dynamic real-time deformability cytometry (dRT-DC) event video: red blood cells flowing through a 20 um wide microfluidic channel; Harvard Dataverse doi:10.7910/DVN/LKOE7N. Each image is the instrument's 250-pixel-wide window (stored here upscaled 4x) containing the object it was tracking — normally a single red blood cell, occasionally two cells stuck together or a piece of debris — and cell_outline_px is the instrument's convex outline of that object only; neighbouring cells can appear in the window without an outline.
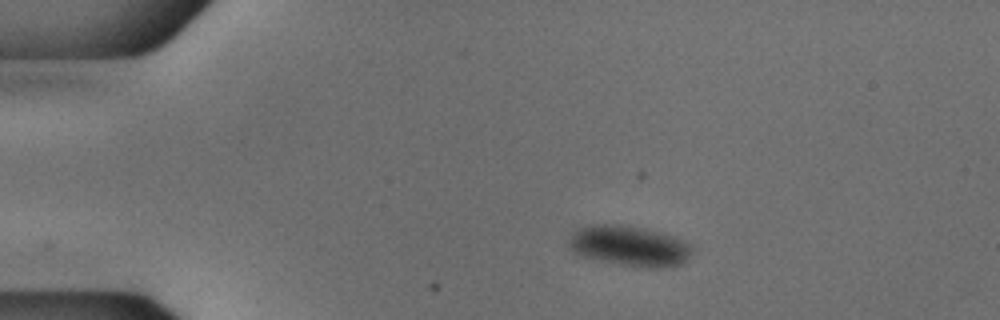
{"species": "common noctule bat (a hibernating species)", "species_latin": "Nyctalus noctula", "temperature_condition": "cold", "stored_images_in_passage": 17, "camera_frame_rate_fps": 3000, "um_per_image_px": 0.085, "animal": {"sex": "male", "body_mass_g": 18.8}, "frame": {"image": 1, "passage_image": 1, "time_ms": 0.0, "image_size_px": [1000, 320], "cell_outline_px": [[692, 252], [680, 264], [668, 268], [652, 268], [620, 264], [600, 260], [584, 256], [572, 252], [568, 248], [568, 240], [580, 228], [592, 224], [628, 224], [676, 236], [692, 244]], "centroid_in_image_um": [53.53, 20.89], "position_along_channel_um": 31.5, "area_um2": 29.19}}
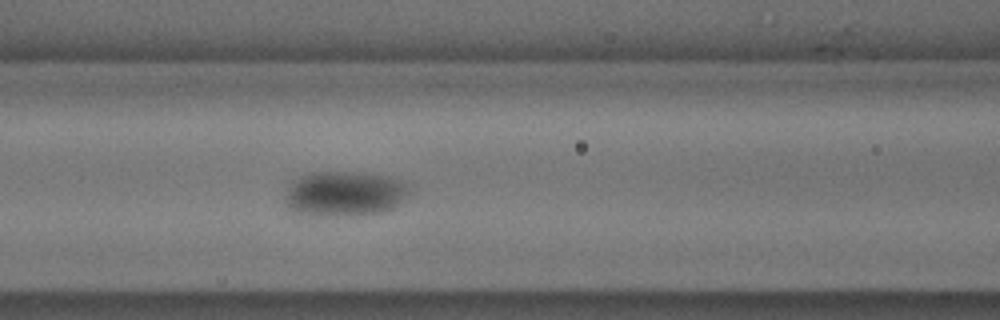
{"frame": {"image": 2, "passage_image": 14, "time_ms": 4.333, "image_size_px": [1000, 320], "cell_outline_px": [[412, 184], [408, 196], [400, 204], [384, 212], [300, 212], [292, 208], [288, 204], [288, 188], [300, 176], [312, 172], [348, 172], [388, 176]], "centroid_in_image_um": [29.45, 16.38], "position_along_channel_um": 137.2, "area_um2": 30.75}}
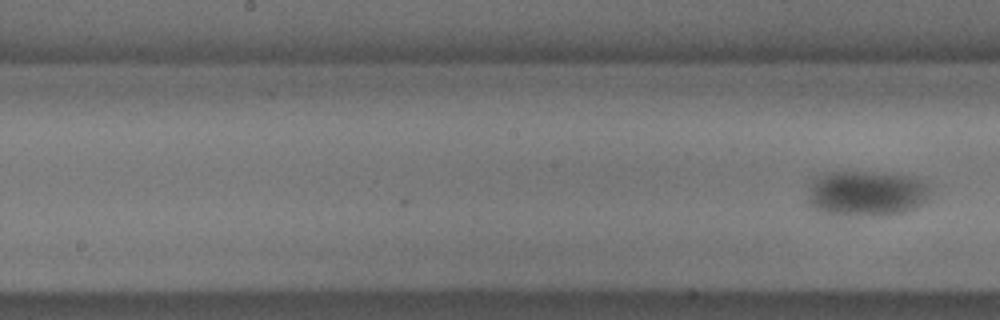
{"frame": {"image": 3, "passage_image": 17, "time_ms": 5.333, "image_size_px": [1000, 320], "cell_outline_px": [[932, 192], [920, 204], [904, 212], [872, 216], [856, 216], [824, 212], [812, 208], [808, 204], [808, 196], [812, 176], [828, 172], [884, 172], [908, 176], [928, 184], [932, 188]], "centroid_in_image_um": [73.6, 16.42], "position_along_channel_um": 174.6, "area_um2": 32.66}}